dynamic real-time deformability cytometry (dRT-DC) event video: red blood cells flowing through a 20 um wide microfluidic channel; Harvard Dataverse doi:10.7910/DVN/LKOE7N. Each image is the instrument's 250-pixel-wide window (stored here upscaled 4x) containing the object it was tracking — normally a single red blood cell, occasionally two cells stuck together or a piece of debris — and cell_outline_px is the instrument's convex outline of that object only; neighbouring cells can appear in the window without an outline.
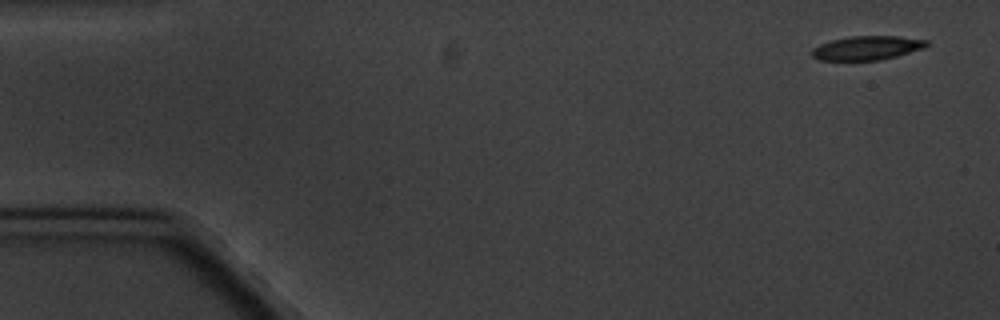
{"species": "common noctule bat (a hibernating species)", "species_latin": "Nyctalus noctula", "temperature_condition": "cold", "stored_images_in_passage": 4, "camera_frame_rate_fps": 3000, "um_per_image_px": 0.085, "animal": {"sex": "male", "body_mass_g": 20.1, "forearm_length_mm": 53.5}, "frame": {"image": 1, "passage_image": 1, "time_ms": 0.0, "image_size_px": [1000, 320], "cell_outline_px": [[928, 44], [924, 48], [896, 56], [880, 60], [820, 60], [812, 56], [812, 48], [820, 44], [832, 40], [848, 36], [896, 36], [928, 40]], "centroid_in_image_um": [73.69, 4.07], "position_along_channel_um": 11.3, "area_um2": 15.95}}
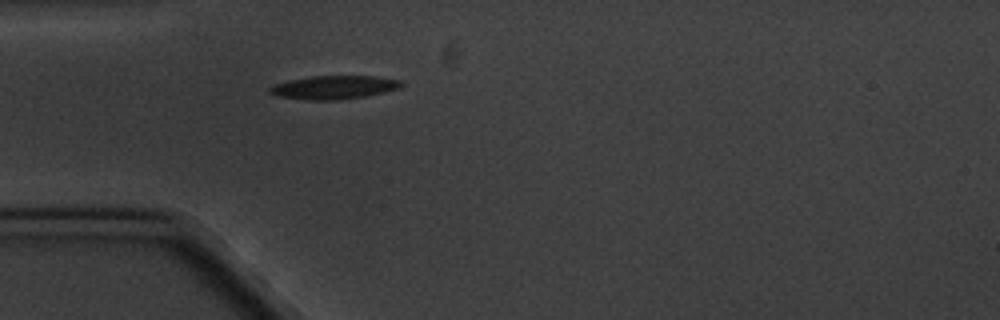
{"frame": {"image": 2, "passage_image": 4, "time_ms": 4.667, "image_size_px": [1000, 320], "cell_outline_px": [[404, 84], [400, 88], [368, 96], [336, 100], [308, 100], [276, 96], [268, 92], [268, 88], [272, 84], [288, 80], [308, 76], [376, 76], [400, 80]], "centroid_in_image_um": [28.35, 7.42], "position_along_channel_um": 56.7, "area_um2": 18.26}}